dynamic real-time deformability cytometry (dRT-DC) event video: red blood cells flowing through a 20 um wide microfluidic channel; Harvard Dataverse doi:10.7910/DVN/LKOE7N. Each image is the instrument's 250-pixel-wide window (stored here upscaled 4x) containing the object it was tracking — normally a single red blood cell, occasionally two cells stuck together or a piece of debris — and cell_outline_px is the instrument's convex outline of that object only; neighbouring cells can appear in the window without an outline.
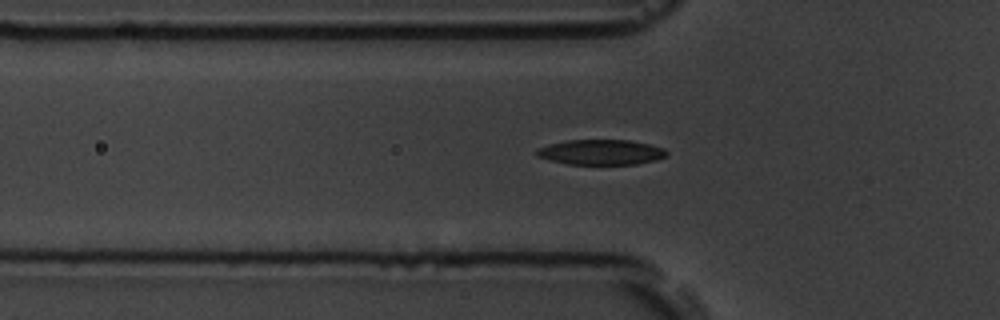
{"species": "common noctule bat (a hibernating species)", "species_latin": "Nyctalus noctula", "temperature_condition": "room temperature", "stored_images_in_passage": 52, "camera_frame_rate_fps": 3000, "um_per_image_px": 0.085, "animal": {"sex": "male", "body_mass_g": 19.5, "forearm_length_mm": 54.6}, "frame": {"image": 1, "passage_image": 18, "time_ms": 5.667, "image_size_px": [1000, 320], "cell_outline_px": [[668, 156], [656, 160], [636, 164], [568, 164], [548, 160], [536, 156], [536, 148], [568, 140], [628, 140], [648, 144], [664, 148], [668, 152]], "centroid_in_image_um": [51.1, 12.94], "position_along_channel_um": 74.7, "area_um2": 19.07}}
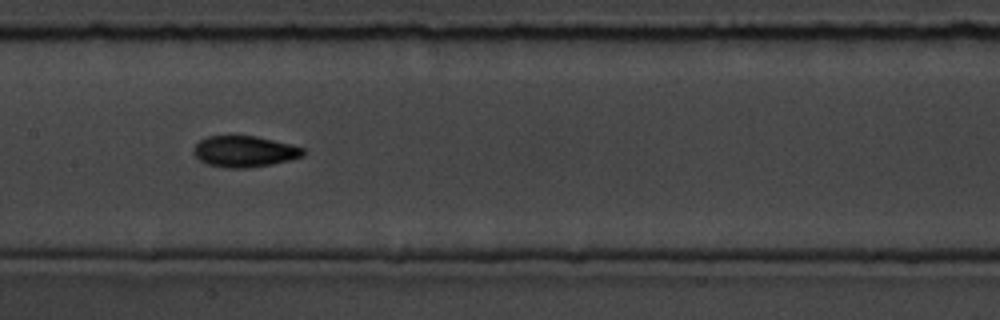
{"frame": {"image": 2, "passage_image": 27, "time_ms": 8.667, "image_size_px": [1000, 320], "cell_outline_px": [[308, 152], [304, 156], [288, 160], [248, 168], [224, 168], [204, 164], [192, 152], [192, 148], [200, 140], [208, 136], [256, 136], [304, 148]], "centroid_in_image_um": [20.74, 12.88], "position_along_channel_um": 186.7, "area_um2": 19.88}}
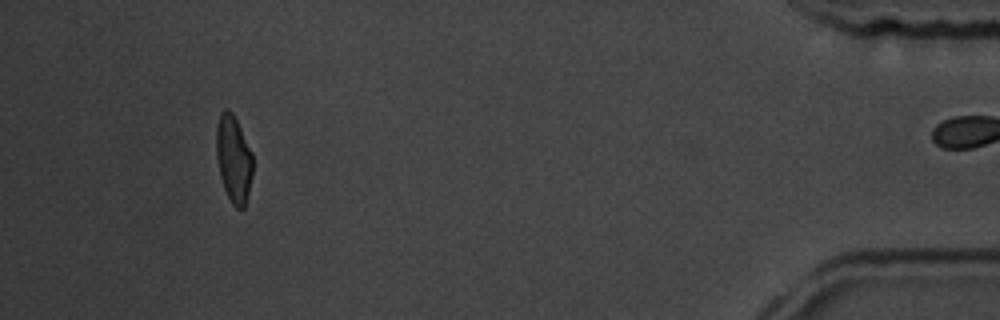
{"frame": {"image": 3, "passage_image": 51, "time_ms": 16.667, "image_size_px": [1000, 320], "cell_outline_px": [[252, 176], [244, 208], [236, 208], [232, 204], [224, 188], [220, 176], [216, 156], [216, 128], [220, 112], [228, 108], [232, 112], [252, 152]], "centroid_in_image_um": [19.84, 13.5], "position_along_channel_um": 415.4, "area_um2": 18.38}, "authors_computed_cell_mechanics": {"area_um2": 19.0451, "velocity_mm_per_s": 3.7095, "shape_relaxation_time_tau1_ms": 2.7466, "shape_relaxation_time_tau2_ms": 2.0289, "deformation_change_tau1": 0.1664, "deformation_change_tau2": 0.0739}}